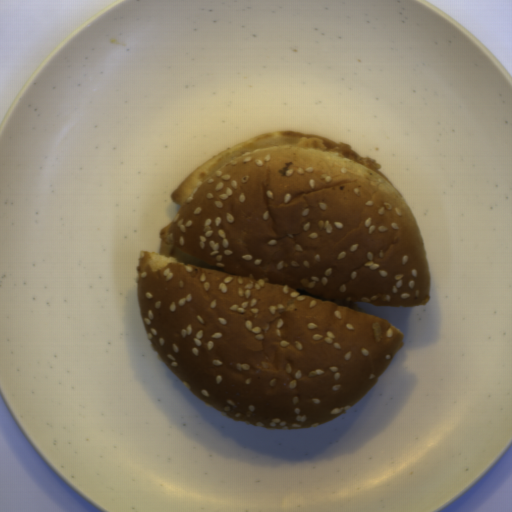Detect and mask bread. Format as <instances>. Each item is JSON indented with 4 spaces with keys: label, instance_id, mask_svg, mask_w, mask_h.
<instances>
[{
    "label": "bread",
    "instance_id": "8d2b1439",
    "mask_svg": "<svg viewBox=\"0 0 512 512\" xmlns=\"http://www.w3.org/2000/svg\"><path fill=\"white\" fill-rule=\"evenodd\" d=\"M274 131L231 146L171 192L136 290L160 358L205 404L265 430L309 428L373 388L404 337L378 307L427 305L417 220L378 169Z\"/></svg>",
    "mask_w": 512,
    "mask_h": 512
}]
</instances>
